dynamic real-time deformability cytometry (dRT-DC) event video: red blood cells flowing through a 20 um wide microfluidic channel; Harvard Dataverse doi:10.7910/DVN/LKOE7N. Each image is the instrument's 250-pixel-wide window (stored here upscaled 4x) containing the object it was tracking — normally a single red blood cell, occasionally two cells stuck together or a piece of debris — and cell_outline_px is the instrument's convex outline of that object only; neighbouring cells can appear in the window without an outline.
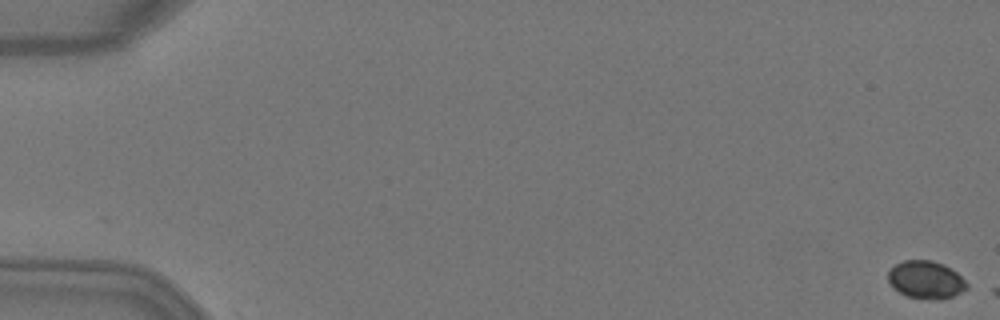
{"species": "Egyptian fruit bat (a non-hibernating species)", "species_latin": "Rousettus aegyptiacus", "temperature_condition": "warm", "stored_images_in_passage": 4, "camera_frame_rate_fps": 3000, "um_per_image_px": 0.085, "animal": {"sex": "female"}, "frame": {"image": 1, "passage_image": 4, "time_ms": 1.0, "image_size_px": [1000, 320], "cell_outline_px": [[968, 288], [952, 296], [940, 300], [932, 300], [908, 296], [900, 292], [888, 280], [888, 268], [904, 260], [932, 260], [944, 264], [952, 268], [968, 284]], "centroid_in_image_um": [78.71, 23.76], "position_along_channel_um": 6.3, "area_um2": 17.28}}